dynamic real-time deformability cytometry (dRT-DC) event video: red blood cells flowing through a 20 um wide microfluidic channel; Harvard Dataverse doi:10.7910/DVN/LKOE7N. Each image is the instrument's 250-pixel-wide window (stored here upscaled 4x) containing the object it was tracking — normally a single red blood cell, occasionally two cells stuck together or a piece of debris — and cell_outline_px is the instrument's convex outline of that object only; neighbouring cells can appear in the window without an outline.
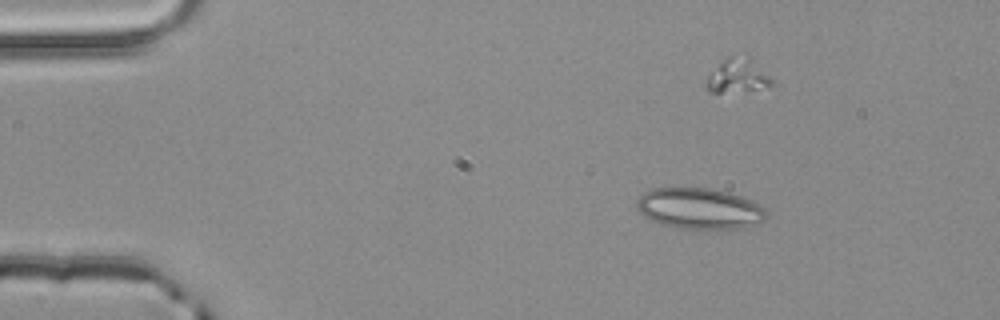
{"species": "common noctule bat (a hibernating species)", "species_latin": "Nyctalus noctula", "temperature_condition": "room temperature", "stored_images_in_passage": 4, "camera_frame_rate_fps": 3000, "um_per_image_px": 0.085, "animal": {"sex": "male", "body_mass_g": 20.4}, "frame": {"image": 1, "passage_image": 1, "time_ms": 0.0, "image_size_px": [1000, 320], "cell_outline_px": [[768, 216], [760, 224], [748, 228], [676, 228], [652, 220], [644, 216], [636, 208], [636, 200], [644, 192], [652, 188], [712, 188], [728, 192], [752, 200], [764, 208], [768, 212]], "centroid_in_image_um": [59.49, 17.72], "position_along_channel_um": 25.5, "area_um2": 31.1}}